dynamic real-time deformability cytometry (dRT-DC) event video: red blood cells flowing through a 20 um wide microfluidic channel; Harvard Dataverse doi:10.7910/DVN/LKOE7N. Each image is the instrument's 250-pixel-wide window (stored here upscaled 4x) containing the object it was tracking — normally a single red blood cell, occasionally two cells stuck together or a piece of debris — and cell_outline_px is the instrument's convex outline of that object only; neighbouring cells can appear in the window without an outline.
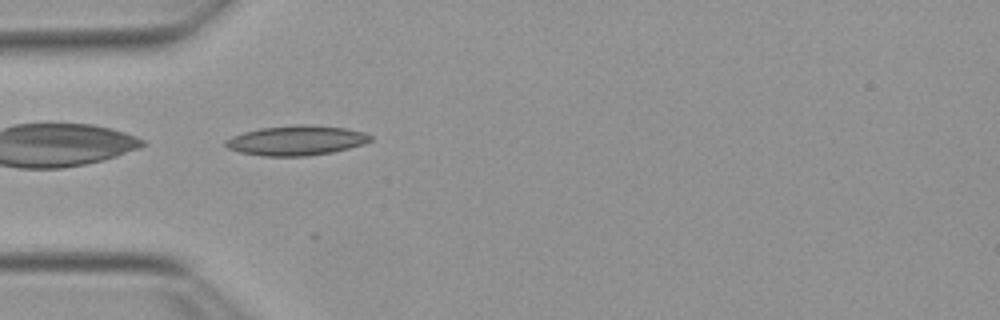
{"species": "Egyptian fruit bat (a non-hibernating species)", "species_latin": "Rousettus aegyptiacus", "temperature_condition": "warm", "stored_images_in_passage": 8, "camera_frame_rate_fps": 3000, "um_per_image_px": 0.085, "animal": {"sex": "female"}, "frame": {"image": 1, "passage_image": 1, "time_ms": 0.0, "image_size_px": [1000, 320], "cell_outline_px": [[372, 140], [364, 144], [332, 152], [308, 156], [260, 156], [240, 152], [228, 148], [224, 144], [224, 140], [232, 136], [244, 132], [260, 128], [296, 124], [304, 124], [344, 128], [364, 132], [372, 136]], "centroid_in_image_um": [25.17, 11.94], "position_along_channel_um": 59.8, "area_um2": 25.2}}
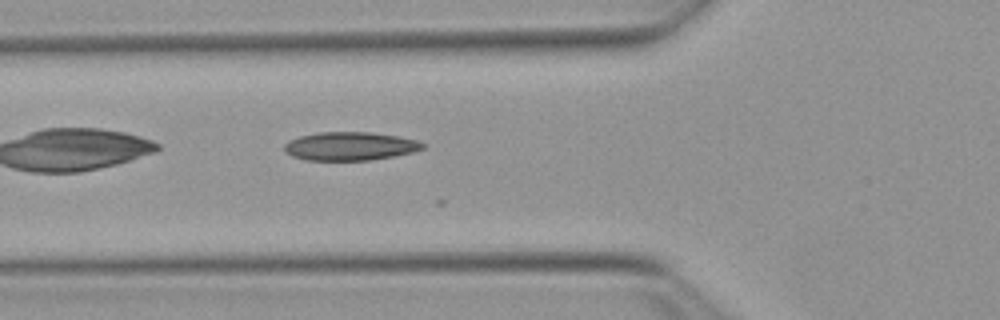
{"frame": {"image": 2, "passage_image": 4, "time_ms": 1.0, "image_size_px": [1000, 320], "cell_outline_px": [[424, 148], [412, 152], [396, 156], [368, 160], [304, 160], [292, 156], [284, 152], [284, 144], [288, 140], [300, 136], [320, 132], [372, 132], [396, 136], [416, 140], [424, 144]], "centroid_in_image_um": [29.71, 12.43], "position_along_channel_um": 96.1, "area_um2": 22.95}}